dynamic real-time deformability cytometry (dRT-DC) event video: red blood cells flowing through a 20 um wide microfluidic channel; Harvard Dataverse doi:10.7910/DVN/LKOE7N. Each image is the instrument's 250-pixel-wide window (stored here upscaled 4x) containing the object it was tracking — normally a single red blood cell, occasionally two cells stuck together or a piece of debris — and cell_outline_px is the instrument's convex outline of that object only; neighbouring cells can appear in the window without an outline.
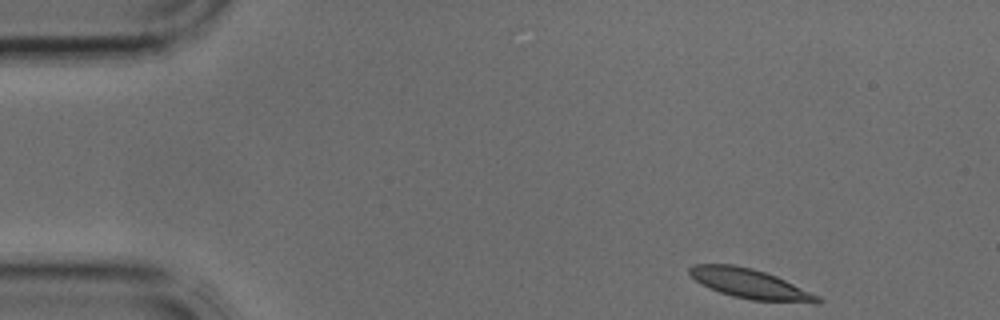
{"species": "common noctule bat (a hibernating species)", "species_latin": "Nyctalus noctula", "temperature_condition": "cold", "stored_images_in_passage": 4, "camera_frame_rate_fps": 3000, "um_per_image_px": 0.085, "animal": {"sex": "male", "body_mass_g": 17.9, "forearm_length_mm": 54.2}, "frame": {"image": 1, "passage_image": 1, "time_ms": 0.0, "image_size_px": [1000, 320], "cell_outline_px": [[824, 300], [820, 304], [816, 304], [752, 300], [732, 296], [720, 292], [696, 280], [688, 272], [688, 268], [692, 264], [732, 264], [752, 268], [776, 276], [820, 296]], "centroid_in_image_um": [63.83, 24.14], "position_along_channel_um": 21.2, "area_um2": 22.14}}
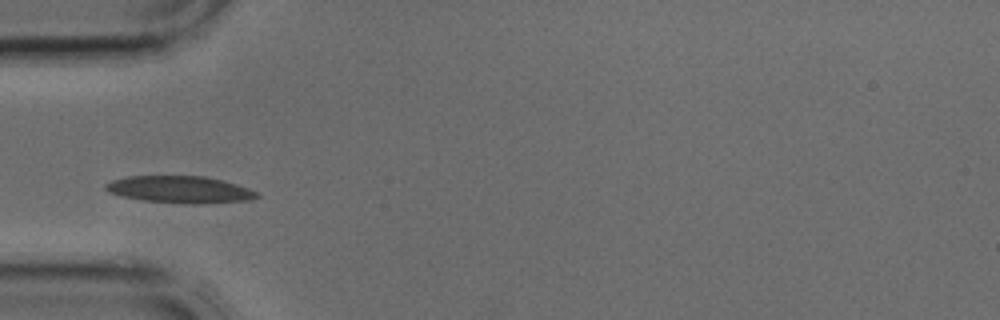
{"frame": {"image": 2, "passage_image": 3, "time_ms": 0.667, "image_size_px": [1000, 320], "cell_outline_px": [[260, 196], [248, 200], [192, 204], [144, 200], [124, 196], [108, 192], [104, 188], [104, 184], [112, 180], [128, 176], [204, 176], [236, 184], [256, 192]], "centroid_in_image_um": [15.24, 16.1], "position_along_channel_um": 69.8, "area_um2": 23.35}}